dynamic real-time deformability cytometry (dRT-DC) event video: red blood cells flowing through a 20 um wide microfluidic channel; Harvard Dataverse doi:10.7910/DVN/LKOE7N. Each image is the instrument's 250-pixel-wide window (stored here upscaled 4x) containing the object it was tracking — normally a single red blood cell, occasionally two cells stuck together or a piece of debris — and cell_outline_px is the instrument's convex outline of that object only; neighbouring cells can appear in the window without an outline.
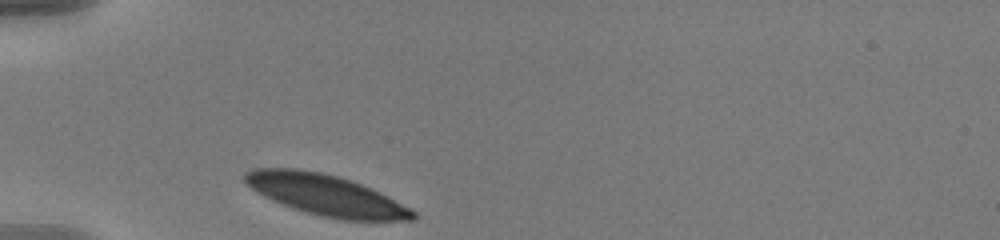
{"species": "human", "species_latin": "Homo sapiens", "temperature_condition": "warm", "stored_images_in_passage": 32, "camera_frame_rate_fps": 3000, "um_per_image_px": 0.085, "donor": {"sex": "male"}, "frame": {"image": 1, "passage_image": 1, "time_ms": 0.0, "image_size_px": [1000, 240], "cell_outline_px": [[420, 216], [416, 220], [344, 220], [324, 216], [292, 208], [272, 200], [256, 192], [244, 184], [244, 172], [256, 168], [296, 168], [320, 172], [336, 176], [372, 188], [412, 208]], "centroid_in_image_um": [27.71, 16.58], "position_along_channel_um": 57.3, "area_um2": 40.0}}
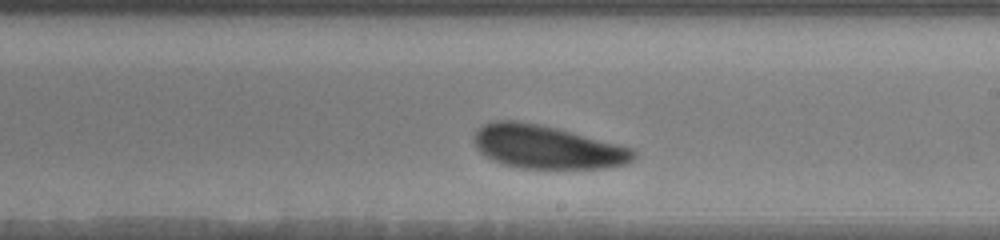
{"frame": {"image": 2, "passage_image": 18, "time_ms": 5.667, "image_size_px": [1000, 240], "cell_outline_px": [[636, 156], [628, 164], [604, 168], [520, 168], [504, 164], [492, 160], [484, 156], [476, 148], [472, 140], [476, 132], [484, 124], [492, 120], [516, 120], [540, 124], [572, 132], [632, 148], [636, 152]], "centroid_in_image_um": [46.46, 12.49], "position_along_channel_um": 242.5, "area_um2": 40.34}}
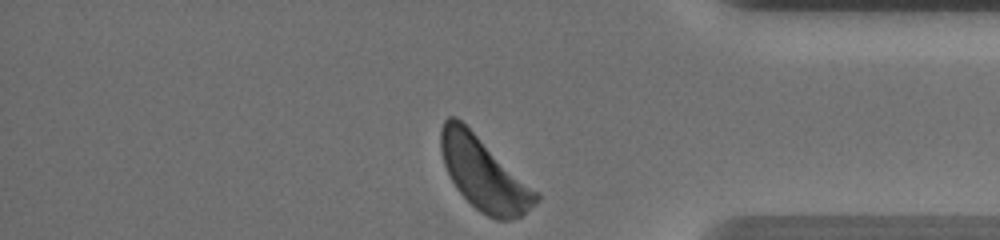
{"frame": {"image": 3, "passage_image": 32, "time_ms": 10.333, "image_size_px": [1000, 240], "cell_outline_px": [[540, 200], [520, 216], [508, 220], [496, 220], [480, 212], [456, 188], [444, 164], [440, 148], [440, 128], [444, 120], [448, 116], [456, 116], [540, 192]], "centroid_in_image_um": [41.14, 14.76], "position_along_channel_um": 394.1, "area_um2": 40.29}, "authors_computed_cell_mechanics": {"area_um2": 40.9224, "velocity_mm_per_s": 3.5259, "shape_relaxation_time_tau1_ms": 1.384, "shape_relaxation_time_tau2_ms": null, "deformation_change_tau1": 0.0897, "deformation_change_tau2": null}}